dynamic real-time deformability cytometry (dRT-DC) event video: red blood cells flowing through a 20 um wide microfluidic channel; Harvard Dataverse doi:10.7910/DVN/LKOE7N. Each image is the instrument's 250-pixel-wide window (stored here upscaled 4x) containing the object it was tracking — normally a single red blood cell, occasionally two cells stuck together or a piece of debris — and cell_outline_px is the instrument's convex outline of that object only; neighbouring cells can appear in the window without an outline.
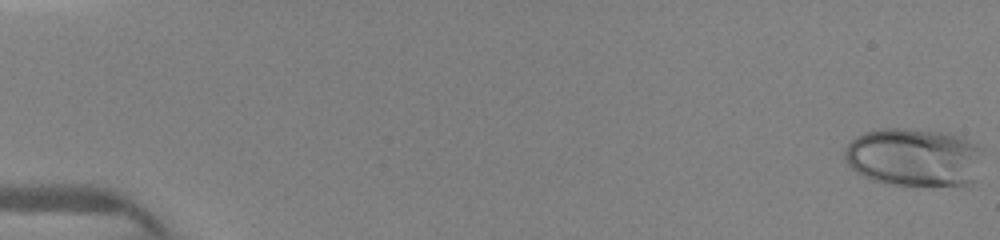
{"species": "human", "species_latin": "Homo sapiens", "temperature_condition": "warm", "stored_images_in_passage": 16, "camera_frame_rate_fps": 3000, "um_per_image_px": 0.085, "donor": {"sex": "female"}, "frame": {"image": 1, "passage_image": 1, "time_ms": 0.0, "image_size_px": [1000, 240], "cell_outline_px": [[984, 148], [972, 180], [964, 184], [896, 184], [872, 180], [856, 172], [844, 160], [844, 148], [856, 136], [864, 132], [884, 128], [904, 128], [948, 132], [964, 136]], "centroid_in_image_um": [77.66, 13.31], "position_along_channel_um": 7.3, "area_um2": 46.76}}
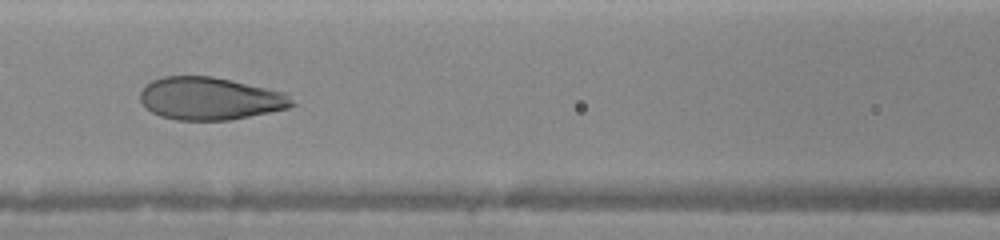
{"frame": {"image": 2, "passage_image": 15, "time_ms": 7.0, "image_size_px": [1000, 240], "cell_outline_px": [[296, 104], [288, 108], [228, 120], [176, 120], [160, 116], [152, 112], [140, 100], [140, 92], [144, 84], [152, 80], [164, 76], [212, 76], [284, 92]], "centroid_in_image_um": [17.81, 8.37], "position_along_channel_um": 148.8, "area_um2": 37.45}}